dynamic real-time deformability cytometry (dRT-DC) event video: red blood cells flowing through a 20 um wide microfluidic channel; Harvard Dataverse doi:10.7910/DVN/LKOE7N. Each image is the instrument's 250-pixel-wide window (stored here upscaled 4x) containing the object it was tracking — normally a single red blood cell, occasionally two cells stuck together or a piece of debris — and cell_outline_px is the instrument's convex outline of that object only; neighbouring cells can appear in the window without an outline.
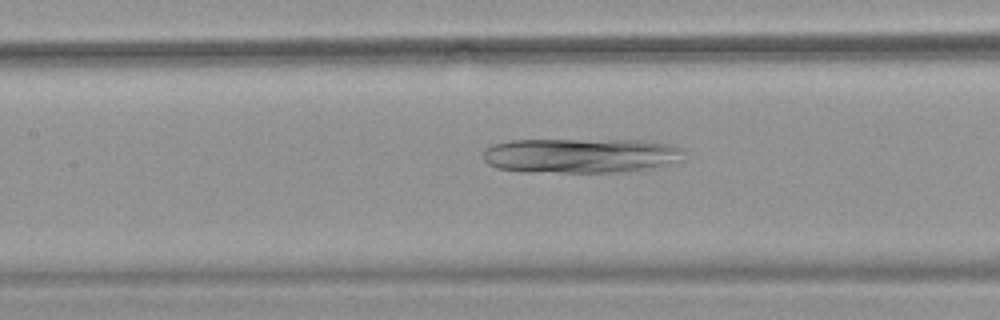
{"species": "common noctule bat (a hibernating species)", "species_latin": "Nyctalus noctula", "temperature_condition": "warm", "stored_images_in_passage": 33, "camera_frame_rate_fps": 3000, "um_per_image_px": 0.085, "animal": {"sex": "female", "body_mass_g": 18.4}, "frame": {"image": 1, "passage_image": 11, "time_ms": 3.333, "image_size_px": [1000, 320], "cell_outline_px": [[688, 160], [660, 168], [628, 172], [520, 172], [496, 168], [488, 164], [484, 160], [484, 148], [492, 144], [508, 140], [640, 140], [672, 144], [684, 148], [688, 156]], "centroid_in_image_um": [49.51, 13.23], "position_along_channel_um": 157.9, "area_um2": 42.19}}
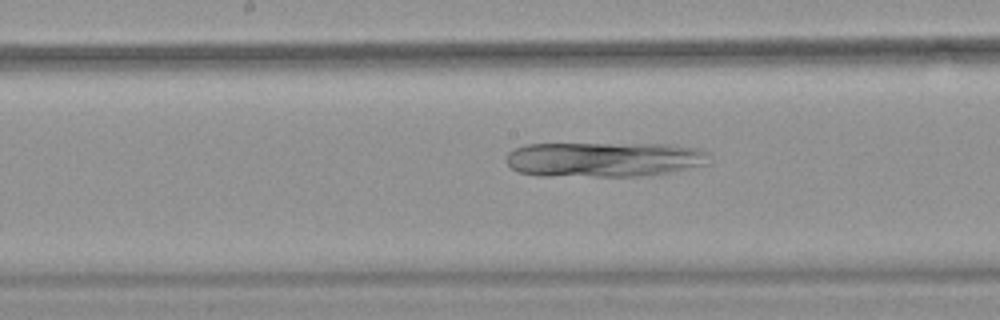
{"frame": {"image": 2, "passage_image": 14, "time_ms": 4.333, "image_size_px": [1000, 320], "cell_outline_px": [[708, 164], [648, 176], [540, 176], [520, 172], [512, 168], [508, 164], [508, 152], [524, 144], [676, 144], [700, 148], [708, 152]], "centroid_in_image_um": [51.39, 13.54], "position_along_channel_um": 196.8, "area_um2": 41.56}}
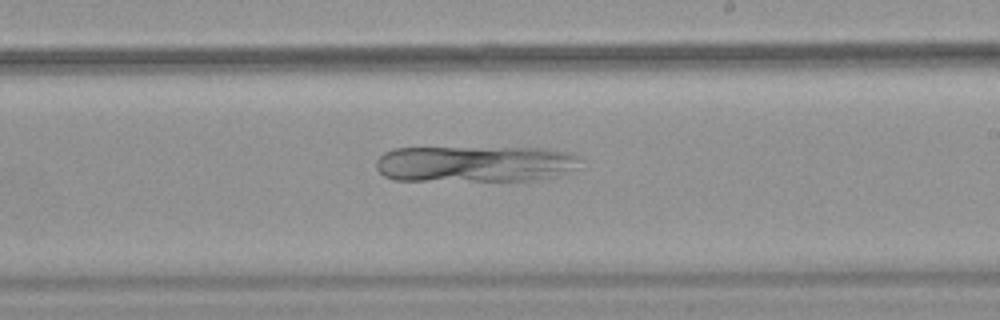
{"frame": {"image": 3, "passage_image": 18, "time_ms": 5.667, "image_size_px": [1000, 320], "cell_outline_px": [[584, 160], [580, 168], [544, 180], [392, 180], [384, 176], [376, 168], [376, 160], [384, 152], [396, 148], [548, 148], [572, 152], [580, 156]], "centroid_in_image_um": [40.5, 13.92], "position_along_channel_um": 248.5, "area_um2": 43.87}}